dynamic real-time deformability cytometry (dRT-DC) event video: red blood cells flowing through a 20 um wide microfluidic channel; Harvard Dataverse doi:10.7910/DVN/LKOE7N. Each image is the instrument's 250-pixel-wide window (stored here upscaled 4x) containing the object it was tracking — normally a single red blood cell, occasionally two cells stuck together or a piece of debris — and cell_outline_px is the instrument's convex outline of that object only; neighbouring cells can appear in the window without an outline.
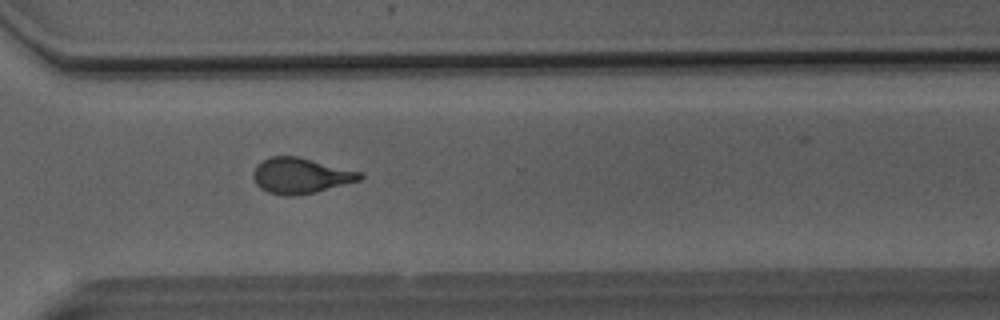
{"species": "Egyptian fruit bat (a non-hibernating species)", "species_latin": "Rousettus aegyptiacus", "temperature_condition": "room temperature", "stored_images_in_passage": 49, "camera_frame_rate_fps": 3000, "um_per_image_px": 0.085, "animal": {"sex": "male"}, "frame": {"image": 1, "passage_image": 36, "time_ms": 11.667, "image_size_px": [1000, 320], "cell_outline_px": [[364, 176], [360, 180], [316, 192], [292, 196], [284, 196], [268, 192], [260, 188], [256, 184], [252, 176], [252, 172], [264, 160], [272, 156], [296, 156], [364, 172]], "centroid_in_image_um": [25.58, 14.94], "position_along_channel_um": 345.0, "area_um2": 22.08}}
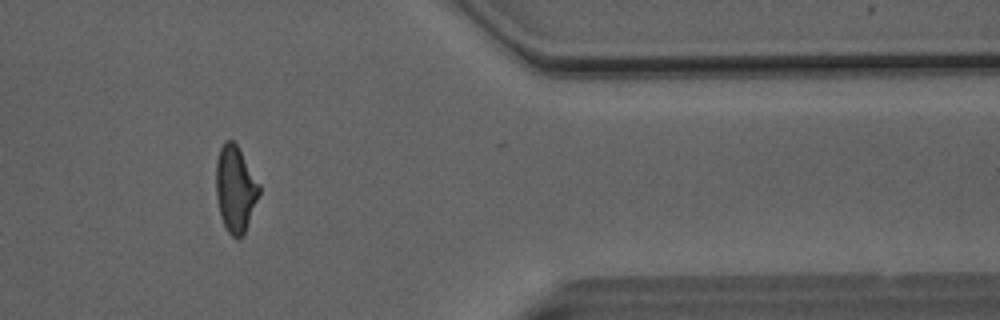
{"frame": {"image": 2, "passage_image": 41, "time_ms": 13.333, "image_size_px": [1000, 320], "cell_outline_px": [[260, 192], [244, 236], [240, 240], [236, 240], [228, 232], [220, 216], [216, 196], [216, 160], [220, 148], [224, 140], [232, 140], [236, 144], [260, 184]], "centroid_in_image_um": [20.0, 16.1], "position_along_channel_um": 391.4, "area_um2": 21.85}}
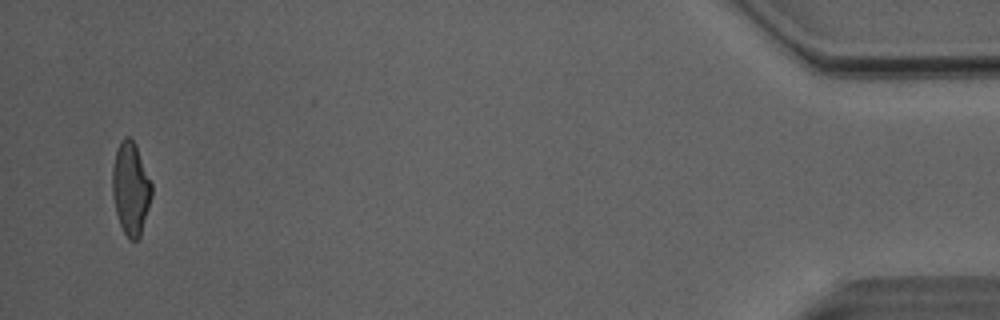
{"frame": {"image": 3, "passage_image": 48, "time_ms": 15.667, "image_size_px": [1000, 320], "cell_outline_px": [[152, 196], [140, 236], [136, 240], [132, 240], [124, 232], [120, 224], [116, 212], [112, 196], [112, 168], [116, 148], [120, 140], [124, 136], [128, 136], [136, 144], [152, 184]], "centroid_in_image_um": [11.1, 15.97], "position_along_channel_um": 424.1, "area_um2": 21.27}, "authors_computed_cell_mechanics": {"area_um2": 22.0796, "velocity_mm_per_s": 4.0948, "shape_relaxation_time_tau1_ms": 5.5717, "shape_relaxation_time_tau2_ms": 1.2296, "deformation_change_tau1": 0.1918, "deformation_change_tau2": 0.0867}}